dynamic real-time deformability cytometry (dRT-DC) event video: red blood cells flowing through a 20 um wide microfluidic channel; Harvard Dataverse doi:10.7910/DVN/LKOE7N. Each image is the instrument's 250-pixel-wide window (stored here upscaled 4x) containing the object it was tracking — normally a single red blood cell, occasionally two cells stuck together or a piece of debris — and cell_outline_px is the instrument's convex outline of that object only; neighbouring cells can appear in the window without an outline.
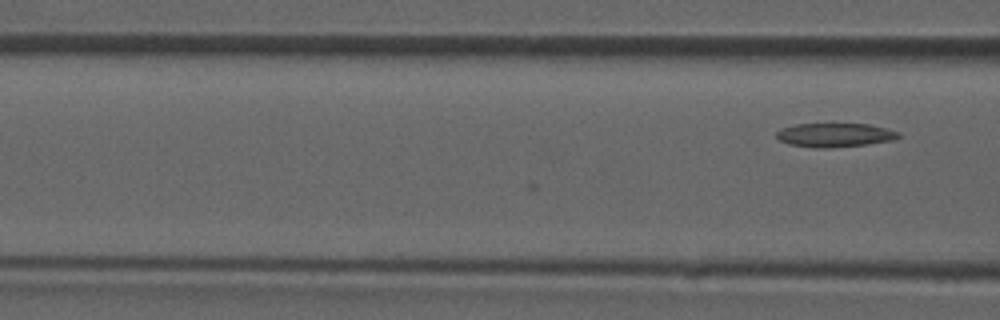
{"species": "common noctule bat (a hibernating species)", "species_latin": "Nyctalus noctula", "temperature_condition": "room temperature", "stored_images_in_passage": 5, "camera_frame_rate_fps": 3000, "um_per_image_px": 0.085, "animal": {"sex": "male", "forearm_length_mm": 52.5}, "frame": {"image": 1, "passage_image": 5, "time_ms": 1.333, "image_size_px": [1000, 320], "cell_outline_px": [[900, 136], [892, 140], [864, 144], [824, 148], [812, 148], [788, 144], [780, 140], [776, 136], [776, 132], [780, 128], [796, 124], [868, 124], [900, 132]], "centroid_in_image_um": [70.9, 11.47], "position_along_channel_um": 95.7, "area_um2": 16.82}}